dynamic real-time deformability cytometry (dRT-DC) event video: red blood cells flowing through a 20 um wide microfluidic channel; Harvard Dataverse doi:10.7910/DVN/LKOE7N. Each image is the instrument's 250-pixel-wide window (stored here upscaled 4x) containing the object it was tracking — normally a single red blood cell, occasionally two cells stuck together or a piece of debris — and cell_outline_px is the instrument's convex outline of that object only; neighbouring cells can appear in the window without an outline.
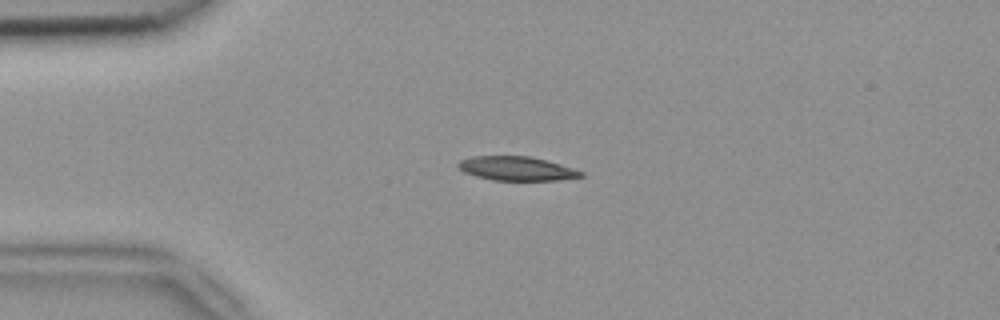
{"species": "common noctule bat (a hibernating species)", "species_latin": "Nyctalus noctula", "temperature_condition": "room temperature", "stored_images_in_passage": 3, "camera_frame_rate_fps": 3000, "um_per_image_px": 0.085, "animal": {"sex": "female", "body_mass_g": 18.4}, "frame": {"image": 1, "passage_image": 3, "time_ms": 0.667, "image_size_px": [1000, 320], "cell_outline_px": [[584, 176], [556, 180], [492, 180], [476, 176], [464, 172], [456, 164], [460, 160], [472, 156], [532, 156], [560, 164], [584, 172]], "centroid_in_image_um": [43.9, 14.32], "position_along_channel_um": 41.1, "area_um2": 17.11}}